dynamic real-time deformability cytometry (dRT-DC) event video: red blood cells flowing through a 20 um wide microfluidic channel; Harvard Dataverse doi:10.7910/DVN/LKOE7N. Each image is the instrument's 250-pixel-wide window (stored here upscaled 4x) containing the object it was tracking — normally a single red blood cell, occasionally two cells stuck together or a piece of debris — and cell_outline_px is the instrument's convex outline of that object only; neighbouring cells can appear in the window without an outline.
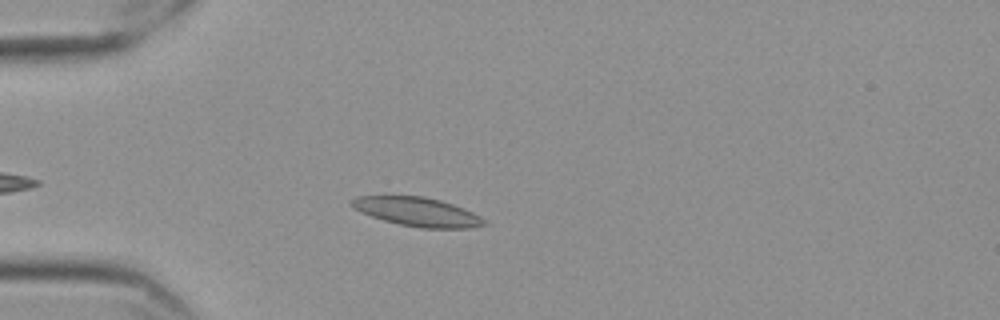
{"species": "Egyptian fruit bat (a non-hibernating species)", "species_latin": "Rousettus aegyptiacus", "temperature_condition": "cold", "stored_images_in_passage": 43, "camera_frame_rate_fps": 3000, "um_per_image_px": 0.085, "frame": {"image": 1, "passage_image": 5, "time_ms": 1.333, "image_size_px": [1000, 320], "cell_outline_px": [[488, 224], [472, 228], [420, 228], [400, 224], [384, 220], [372, 216], [352, 208], [348, 204], [348, 200], [356, 196], [424, 196], [440, 200], [464, 208], [480, 216]], "centroid_in_image_um": [35.45, 18.0], "position_along_channel_um": 49.6, "area_um2": 22.37}}
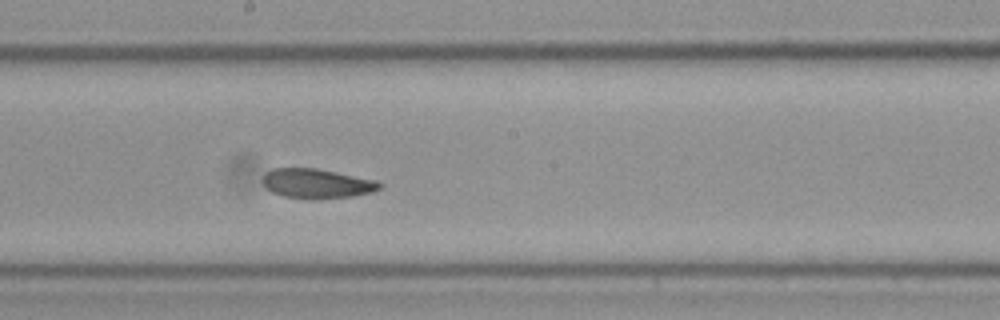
{"frame": {"image": 2, "passage_image": 21, "time_ms": 6.667, "image_size_px": [1000, 320], "cell_outline_px": [[384, 184], [380, 188], [372, 192], [352, 196], [316, 200], [312, 200], [284, 196], [272, 192], [264, 184], [264, 176], [272, 168], [316, 168], [376, 180]], "centroid_in_image_um": [26.97, 15.61], "position_along_channel_um": 221.2, "area_um2": 20.11}}
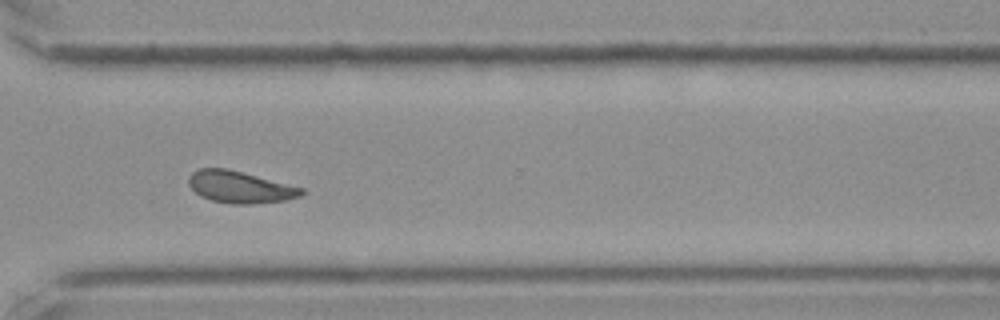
{"frame": {"image": 3, "passage_image": 32, "time_ms": 10.333, "image_size_px": [1000, 320], "cell_outline_px": [[304, 192], [300, 196], [284, 200], [252, 204], [232, 204], [212, 200], [200, 196], [188, 184], [188, 176], [196, 168], [228, 168], [304, 188]], "centroid_in_image_um": [20.36, 15.89], "position_along_channel_um": 350.2, "area_um2": 20.98}, "authors_computed_cell_mechanics": {"area_um2": 20.4034, "velocity_mm_per_s": 3.5131, "shape_relaxation_time_tau1_ms": null, "shape_relaxation_time_tau2_ms": 4.807, "deformation_change_tau1": null, "deformation_change_tau2": 0.0992}}